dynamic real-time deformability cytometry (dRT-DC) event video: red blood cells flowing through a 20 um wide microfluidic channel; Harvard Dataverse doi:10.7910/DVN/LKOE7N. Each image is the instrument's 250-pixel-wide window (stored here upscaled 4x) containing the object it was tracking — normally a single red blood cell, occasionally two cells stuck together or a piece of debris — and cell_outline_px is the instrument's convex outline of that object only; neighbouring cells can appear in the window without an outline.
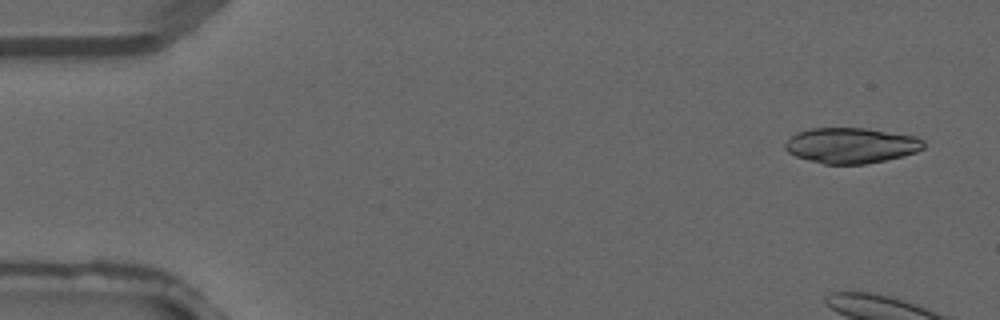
{"species": "common noctule bat (a hibernating species)", "species_latin": "Nyctalus noctula", "temperature_condition": "warm", "stored_images_in_passage": 5, "camera_frame_rate_fps": 3000, "um_per_image_px": 0.085, "animal": {"sex": "male", "forearm_length_mm": 52.5}, "frame": {"image": 1, "passage_image": 1, "time_ms": 0.0, "image_size_px": [1000, 320], "cell_outline_px": [[924, 148], [916, 152], [884, 160], [864, 164], [824, 164], [808, 160], [796, 156], [788, 152], [784, 148], [784, 144], [796, 132], [812, 128], [864, 128], [916, 136], [924, 140]], "centroid_in_image_um": [72.33, 12.36], "position_along_channel_um": 12.7, "area_um2": 28.55}}